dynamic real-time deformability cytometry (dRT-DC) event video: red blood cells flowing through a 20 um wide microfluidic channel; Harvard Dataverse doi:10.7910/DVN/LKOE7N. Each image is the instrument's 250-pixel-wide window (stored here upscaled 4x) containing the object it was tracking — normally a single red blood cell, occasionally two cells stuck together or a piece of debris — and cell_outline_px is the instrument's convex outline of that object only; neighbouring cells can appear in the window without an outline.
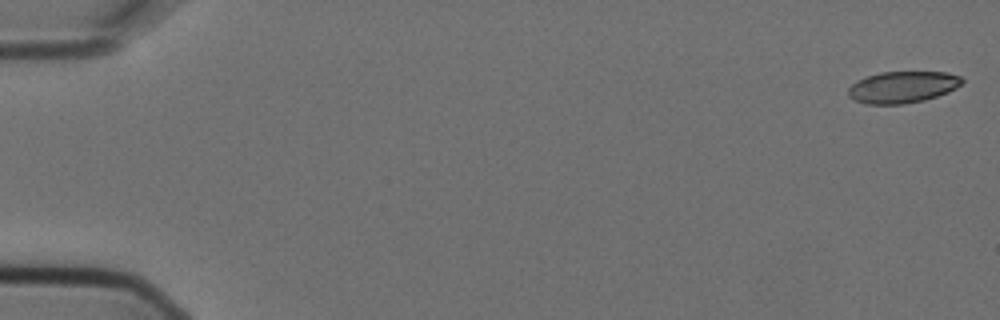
{"species": "Egyptian fruit bat (a non-hibernating species)", "species_latin": "Rousettus aegyptiacus", "temperature_condition": "cold", "stored_images_in_passage": 7, "camera_frame_rate_fps": 3000, "um_per_image_px": 0.085, "animal": {"sex": "female"}, "frame": {"image": 1, "passage_image": 1, "time_ms": 0.0, "image_size_px": [1000, 320], "cell_outline_px": [[964, 80], [956, 88], [948, 92], [924, 100], [904, 104], [864, 104], [848, 96], [848, 88], [856, 80], [880, 72], [944, 72], [960, 76]], "centroid_in_image_um": [76.7, 7.4], "position_along_channel_um": 8.3, "area_um2": 20.92}}
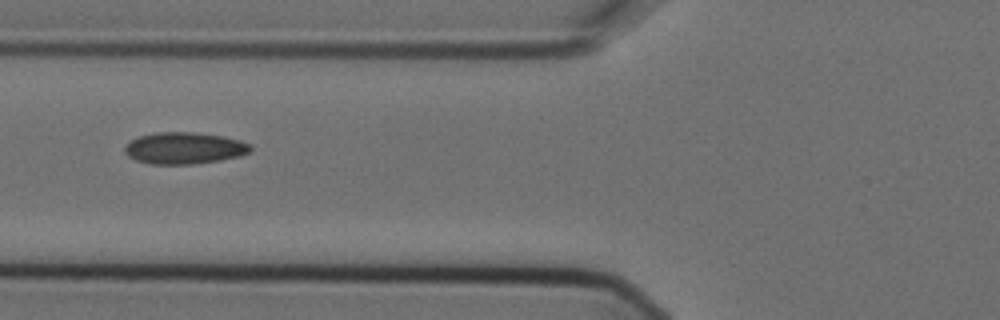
{"frame": {"image": 2, "passage_image": 6, "time_ms": 1.667, "image_size_px": [1000, 320], "cell_outline_px": [[252, 148], [248, 152], [240, 156], [220, 160], [192, 164], [152, 164], [136, 160], [128, 156], [124, 152], [124, 148], [132, 140], [140, 136], [156, 132], [192, 132], [220, 136], [240, 140], [252, 144]], "centroid_in_image_um": [15.67, 12.59], "position_along_channel_um": 110.1, "area_um2": 23.06}}
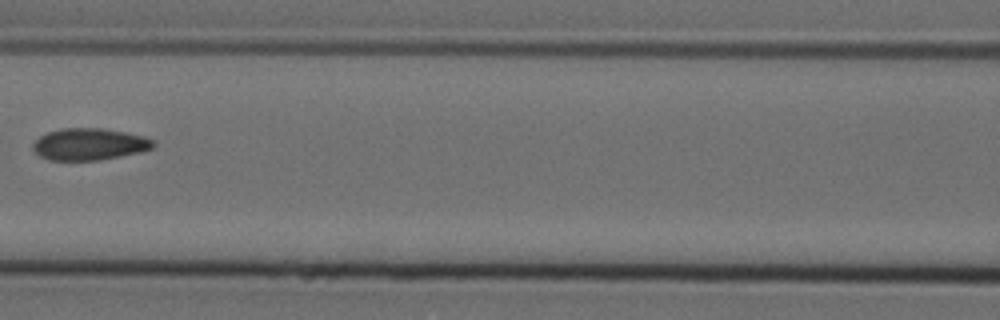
{"frame": {"image": 3, "passage_image": 7, "time_ms": 2.0, "image_size_px": [1000, 320], "cell_outline_px": [[156, 144], [152, 148], [140, 152], [100, 160], [48, 160], [40, 156], [32, 148], [32, 144], [40, 136], [48, 132], [60, 128], [104, 128], [144, 136], [156, 140]], "centroid_in_image_um": [7.61, 12.25], "position_along_channel_um": 159.0, "area_um2": 22.43}}